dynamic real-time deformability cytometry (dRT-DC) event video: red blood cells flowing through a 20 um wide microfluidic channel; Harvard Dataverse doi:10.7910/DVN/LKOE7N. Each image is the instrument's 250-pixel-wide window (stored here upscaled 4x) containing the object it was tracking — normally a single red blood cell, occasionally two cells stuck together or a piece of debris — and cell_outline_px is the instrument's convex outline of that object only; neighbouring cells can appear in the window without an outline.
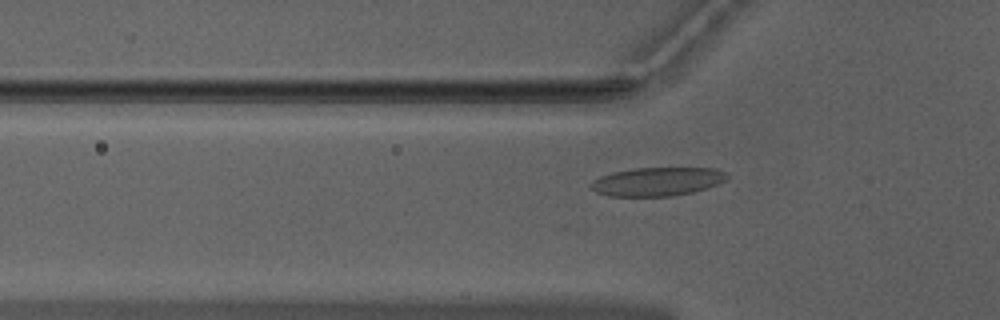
{"species": "Egyptian fruit bat (a non-hibernating species)", "species_latin": "Rousettus aegyptiacus", "temperature_condition": "warm", "stored_images_in_passage": 47, "camera_frame_rate_fps": 3000, "um_per_image_px": 0.085, "animal": {"sex": "male"}, "frame": {"image": 1, "passage_image": 17, "time_ms": 5.333, "image_size_px": [1000, 320], "cell_outline_px": [[728, 176], [724, 180], [708, 188], [692, 192], [672, 196], [608, 196], [596, 192], [588, 184], [592, 180], [600, 176], [612, 172], [636, 168], [716, 168], [728, 172]], "centroid_in_image_um": [55.85, 15.43], "position_along_channel_um": 69.9, "area_um2": 22.77}}
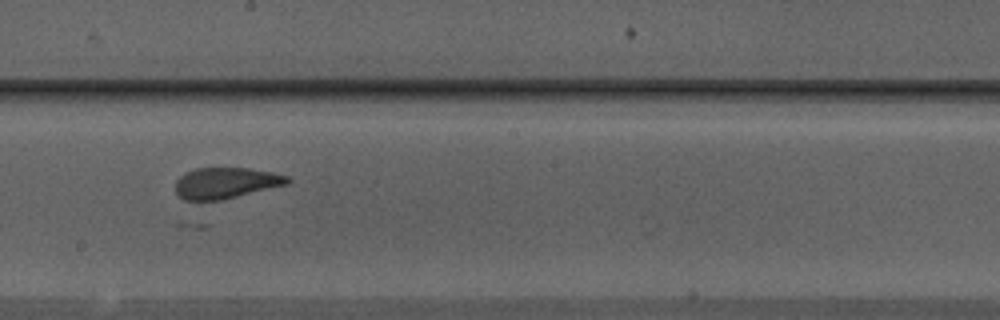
{"frame": {"image": 2, "passage_image": 29, "time_ms": 9.333, "image_size_px": [1000, 320], "cell_outline_px": [[292, 180], [288, 184], [220, 200], [184, 200], [176, 192], [176, 180], [180, 176], [196, 168], [248, 168], [272, 172], [288, 176]], "centroid_in_image_um": [19.21, 15.55], "position_along_channel_um": 229.0, "area_um2": 20.06}}
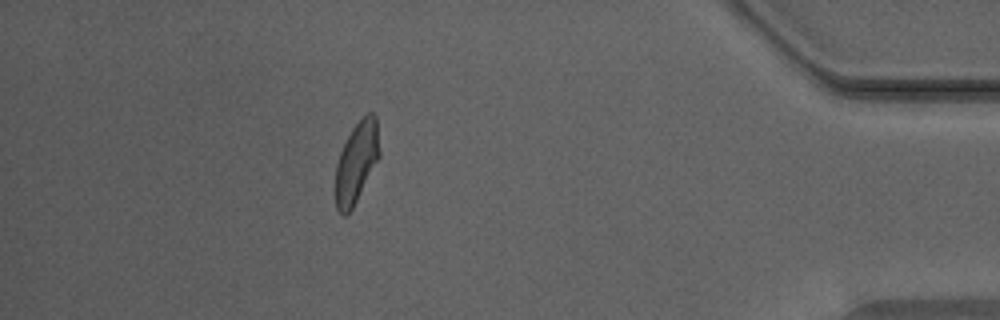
{"frame": {"image": 3, "passage_image": 46, "time_ms": 15.0, "image_size_px": [1000, 320], "cell_outline_px": [[380, 156], [352, 208], [344, 216], [336, 208], [336, 164], [340, 152], [352, 128], [368, 112], [372, 112], [376, 116], [380, 152]], "centroid_in_image_um": [30.31, 13.77], "position_along_channel_um": 404.9, "area_um2": 20.35}}